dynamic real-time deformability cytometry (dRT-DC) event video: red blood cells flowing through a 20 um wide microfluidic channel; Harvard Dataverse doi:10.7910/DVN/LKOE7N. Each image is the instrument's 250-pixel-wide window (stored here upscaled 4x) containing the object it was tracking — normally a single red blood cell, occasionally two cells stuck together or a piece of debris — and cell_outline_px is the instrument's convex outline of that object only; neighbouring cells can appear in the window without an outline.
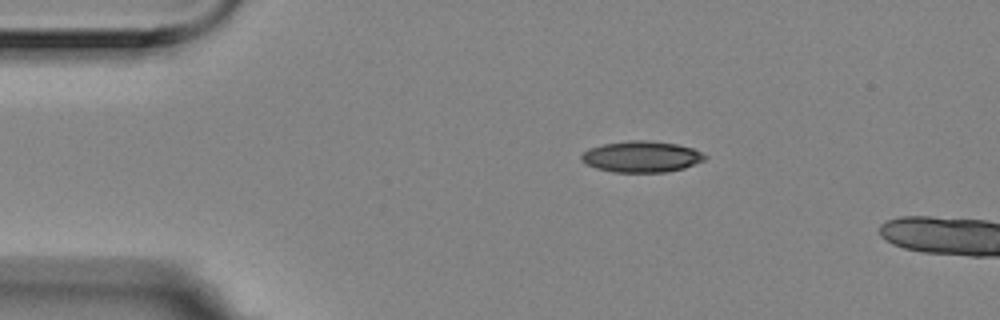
{"species": "Egyptian fruit bat (a non-hibernating species)", "species_latin": "Rousettus aegyptiacus", "temperature_condition": "room temperature", "stored_images_in_passage": 4, "camera_frame_rate_fps": 3000, "um_per_image_px": 0.085, "animal": {"sex": "female"}, "frame": {"image": 1, "passage_image": 1, "time_ms": 0.0, "image_size_px": [1000, 320], "cell_outline_px": [[708, 156], [704, 160], [684, 168], [664, 172], [612, 172], [596, 168], [580, 160], [580, 156], [588, 148], [604, 144], [628, 140], [644, 140], [676, 144], [692, 148]], "centroid_in_image_um": [54.5, 13.32], "position_along_channel_um": 30.5, "area_um2": 22.31}}